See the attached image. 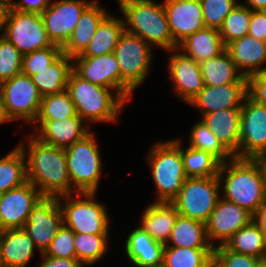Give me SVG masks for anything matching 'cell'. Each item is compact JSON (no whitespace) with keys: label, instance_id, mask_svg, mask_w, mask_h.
Instances as JSON below:
<instances>
[{"label":"cell","instance_id":"8","mask_svg":"<svg viewBox=\"0 0 266 267\" xmlns=\"http://www.w3.org/2000/svg\"><path fill=\"white\" fill-rule=\"evenodd\" d=\"M95 195L96 193L77 192L76 199L72 198V194L57 197L63 213V223L74 233L109 235L107 210L95 200ZM81 196L85 198L80 199Z\"/></svg>","mask_w":266,"mask_h":267},{"label":"cell","instance_id":"56","mask_svg":"<svg viewBox=\"0 0 266 267\" xmlns=\"http://www.w3.org/2000/svg\"><path fill=\"white\" fill-rule=\"evenodd\" d=\"M264 166L265 176H266V157L261 159Z\"/></svg>","mask_w":266,"mask_h":267},{"label":"cell","instance_id":"19","mask_svg":"<svg viewBox=\"0 0 266 267\" xmlns=\"http://www.w3.org/2000/svg\"><path fill=\"white\" fill-rule=\"evenodd\" d=\"M72 60L73 70L79 76L120 94V68L113 52L96 57L75 56Z\"/></svg>","mask_w":266,"mask_h":267},{"label":"cell","instance_id":"5","mask_svg":"<svg viewBox=\"0 0 266 267\" xmlns=\"http://www.w3.org/2000/svg\"><path fill=\"white\" fill-rule=\"evenodd\" d=\"M181 140L156 142L147 154L156 187V202H172L187 179L181 155Z\"/></svg>","mask_w":266,"mask_h":267},{"label":"cell","instance_id":"40","mask_svg":"<svg viewBox=\"0 0 266 267\" xmlns=\"http://www.w3.org/2000/svg\"><path fill=\"white\" fill-rule=\"evenodd\" d=\"M251 18L252 10L248 6L242 5V3H239L232 10L219 29L225 46L248 34Z\"/></svg>","mask_w":266,"mask_h":267},{"label":"cell","instance_id":"27","mask_svg":"<svg viewBox=\"0 0 266 267\" xmlns=\"http://www.w3.org/2000/svg\"><path fill=\"white\" fill-rule=\"evenodd\" d=\"M178 211L172 202H153L142 213V229L154 240L166 244L174 227Z\"/></svg>","mask_w":266,"mask_h":267},{"label":"cell","instance_id":"32","mask_svg":"<svg viewBox=\"0 0 266 267\" xmlns=\"http://www.w3.org/2000/svg\"><path fill=\"white\" fill-rule=\"evenodd\" d=\"M124 31L123 18L109 14L98 26L89 45L77 56L96 57L112 53Z\"/></svg>","mask_w":266,"mask_h":267},{"label":"cell","instance_id":"12","mask_svg":"<svg viewBox=\"0 0 266 267\" xmlns=\"http://www.w3.org/2000/svg\"><path fill=\"white\" fill-rule=\"evenodd\" d=\"M266 157V107L248 96L241 107L239 158Z\"/></svg>","mask_w":266,"mask_h":267},{"label":"cell","instance_id":"13","mask_svg":"<svg viewBox=\"0 0 266 267\" xmlns=\"http://www.w3.org/2000/svg\"><path fill=\"white\" fill-rule=\"evenodd\" d=\"M63 224V213L57 198L43 197L30 212L23 229L41 254L50 246Z\"/></svg>","mask_w":266,"mask_h":267},{"label":"cell","instance_id":"51","mask_svg":"<svg viewBox=\"0 0 266 267\" xmlns=\"http://www.w3.org/2000/svg\"><path fill=\"white\" fill-rule=\"evenodd\" d=\"M246 4L251 10L266 11V0H246Z\"/></svg>","mask_w":266,"mask_h":267},{"label":"cell","instance_id":"53","mask_svg":"<svg viewBox=\"0 0 266 267\" xmlns=\"http://www.w3.org/2000/svg\"><path fill=\"white\" fill-rule=\"evenodd\" d=\"M11 122V119L9 118V116L7 115L6 109H5V104H4V100L1 96L0 93V124L2 123H6V122Z\"/></svg>","mask_w":266,"mask_h":267},{"label":"cell","instance_id":"36","mask_svg":"<svg viewBox=\"0 0 266 267\" xmlns=\"http://www.w3.org/2000/svg\"><path fill=\"white\" fill-rule=\"evenodd\" d=\"M181 155L187 178L218 176L221 163L210 153L181 145Z\"/></svg>","mask_w":266,"mask_h":267},{"label":"cell","instance_id":"41","mask_svg":"<svg viewBox=\"0 0 266 267\" xmlns=\"http://www.w3.org/2000/svg\"><path fill=\"white\" fill-rule=\"evenodd\" d=\"M62 47L53 45L23 55L22 73L30 77L38 74V71L48 68L61 55Z\"/></svg>","mask_w":266,"mask_h":267},{"label":"cell","instance_id":"6","mask_svg":"<svg viewBox=\"0 0 266 267\" xmlns=\"http://www.w3.org/2000/svg\"><path fill=\"white\" fill-rule=\"evenodd\" d=\"M152 48L139 36L124 31L113 51L120 68V95L126 101L146 80L153 58Z\"/></svg>","mask_w":266,"mask_h":267},{"label":"cell","instance_id":"1","mask_svg":"<svg viewBox=\"0 0 266 267\" xmlns=\"http://www.w3.org/2000/svg\"><path fill=\"white\" fill-rule=\"evenodd\" d=\"M27 139V152L23 142L19 145L27 161V181L43 197L57 198L71 194L65 149L45 144L34 136Z\"/></svg>","mask_w":266,"mask_h":267},{"label":"cell","instance_id":"2","mask_svg":"<svg viewBox=\"0 0 266 267\" xmlns=\"http://www.w3.org/2000/svg\"><path fill=\"white\" fill-rule=\"evenodd\" d=\"M218 178L223 198L252 215L266 201V176L261 159L233 157L220 165Z\"/></svg>","mask_w":266,"mask_h":267},{"label":"cell","instance_id":"10","mask_svg":"<svg viewBox=\"0 0 266 267\" xmlns=\"http://www.w3.org/2000/svg\"><path fill=\"white\" fill-rule=\"evenodd\" d=\"M1 36L23 55L54 45L48 37L41 14L21 12L11 7Z\"/></svg>","mask_w":266,"mask_h":267},{"label":"cell","instance_id":"28","mask_svg":"<svg viewBox=\"0 0 266 267\" xmlns=\"http://www.w3.org/2000/svg\"><path fill=\"white\" fill-rule=\"evenodd\" d=\"M178 49L197 62L217 57L226 50L218 29L205 27L188 36Z\"/></svg>","mask_w":266,"mask_h":267},{"label":"cell","instance_id":"29","mask_svg":"<svg viewBox=\"0 0 266 267\" xmlns=\"http://www.w3.org/2000/svg\"><path fill=\"white\" fill-rule=\"evenodd\" d=\"M204 86H223L234 83H247V77L239 73L234 61L225 50L214 58L199 62Z\"/></svg>","mask_w":266,"mask_h":267},{"label":"cell","instance_id":"35","mask_svg":"<svg viewBox=\"0 0 266 267\" xmlns=\"http://www.w3.org/2000/svg\"><path fill=\"white\" fill-rule=\"evenodd\" d=\"M27 181L26 159L18 145L0 159V194L17 188Z\"/></svg>","mask_w":266,"mask_h":267},{"label":"cell","instance_id":"20","mask_svg":"<svg viewBox=\"0 0 266 267\" xmlns=\"http://www.w3.org/2000/svg\"><path fill=\"white\" fill-rule=\"evenodd\" d=\"M247 96V83L206 85L188 104L201 111L203 116L228 108H241Z\"/></svg>","mask_w":266,"mask_h":267},{"label":"cell","instance_id":"24","mask_svg":"<svg viewBox=\"0 0 266 267\" xmlns=\"http://www.w3.org/2000/svg\"><path fill=\"white\" fill-rule=\"evenodd\" d=\"M37 248L23 228L0 231V262L2 267H25Z\"/></svg>","mask_w":266,"mask_h":267},{"label":"cell","instance_id":"16","mask_svg":"<svg viewBox=\"0 0 266 267\" xmlns=\"http://www.w3.org/2000/svg\"><path fill=\"white\" fill-rule=\"evenodd\" d=\"M42 198L30 182L0 194V231L23 228L30 212Z\"/></svg>","mask_w":266,"mask_h":267},{"label":"cell","instance_id":"34","mask_svg":"<svg viewBox=\"0 0 266 267\" xmlns=\"http://www.w3.org/2000/svg\"><path fill=\"white\" fill-rule=\"evenodd\" d=\"M214 248L165 246L162 267H212Z\"/></svg>","mask_w":266,"mask_h":267},{"label":"cell","instance_id":"9","mask_svg":"<svg viewBox=\"0 0 266 267\" xmlns=\"http://www.w3.org/2000/svg\"><path fill=\"white\" fill-rule=\"evenodd\" d=\"M218 176L187 178L172 201L178 213L206 222L222 195Z\"/></svg>","mask_w":266,"mask_h":267},{"label":"cell","instance_id":"48","mask_svg":"<svg viewBox=\"0 0 266 267\" xmlns=\"http://www.w3.org/2000/svg\"><path fill=\"white\" fill-rule=\"evenodd\" d=\"M50 5V0H20L11 7L21 12L42 14Z\"/></svg>","mask_w":266,"mask_h":267},{"label":"cell","instance_id":"17","mask_svg":"<svg viewBox=\"0 0 266 267\" xmlns=\"http://www.w3.org/2000/svg\"><path fill=\"white\" fill-rule=\"evenodd\" d=\"M163 7L173 40L177 45L206 27L199 0H165Z\"/></svg>","mask_w":266,"mask_h":267},{"label":"cell","instance_id":"31","mask_svg":"<svg viewBox=\"0 0 266 267\" xmlns=\"http://www.w3.org/2000/svg\"><path fill=\"white\" fill-rule=\"evenodd\" d=\"M71 61V57L62 54L48 68L31 77L42 97L67 90L68 78L73 70Z\"/></svg>","mask_w":266,"mask_h":267},{"label":"cell","instance_id":"26","mask_svg":"<svg viewBox=\"0 0 266 267\" xmlns=\"http://www.w3.org/2000/svg\"><path fill=\"white\" fill-rule=\"evenodd\" d=\"M108 15V12L106 13V10L93 0L81 14L72 35L62 47L63 54L71 58L81 54L89 45L98 26Z\"/></svg>","mask_w":266,"mask_h":267},{"label":"cell","instance_id":"42","mask_svg":"<svg viewBox=\"0 0 266 267\" xmlns=\"http://www.w3.org/2000/svg\"><path fill=\"white\" fill-rule=\"evenodd\" d=\"M23 54L0 35V83L22 73Z\"/></svg>","mask_w":266,"mask_h":267},{"label":"cell","instance_id":"3","mask_svg":"<svg viewBox=\"0 0 266 267\" xmlns=\"http://www.w3.org/2000/svg\"><path fill=\"white\" fill-rule=\"evenodd\" d=\"M125 31L167 51L178 48L171 34L163 3L152 0H118Z\"/></svg>","mask_w":266,"mask_h":267},{"label":"cell","instance_id":"52","mask_svg":"<svg viewBox=\"0 0 266 267\" xmlns=\"http://www.w3.org/2000/svg\"><path fill=\"white\" fill-rule=\"evenodd\" d=\"M10 7L3 2H0V31L3 30L7 21Z\"/></svg>","mask_w":266,"mask_h":267},{"label":"cell","instance_id":"39","mask_svg":"<svg viewBox=\"0 0 266 267\" xmlns=\"http://www.w3.org/2000/svg\"><path fill=\"white\" fill-rule=\"evenodd\" d=\"M77 115L67 90L42 97L41 108L35 121L60 120Z\"/></svg>","mask_w":266,"mask_h":267},{"label":"cell","instance_id":"22","mask_svg":"<svg viewBox=\"0 0 266 267\" xmlns=\"http://www.w3.org/2000/svg\"><path fill=\"white\" fill-rule=\"evenodd\" d=\"M201 118L220 144L233 157L239 158L241 108H228L205 114Z\"/></svg>","mask_w":266,"mask_h":267},{"label":"cell","instance_id":"50","mask_svg":"<svg viewBox=\"0 0 266 267\" xmlns=\"http://www.w3.org/2000/svg\"><path fill=\"white\" fill-rule=\"evenodd\" d=\"M253 220L264 233L266 239V201L258 207L257 212L253 215Z\"/></svg>","mask_w":266,"mask_h":267},{"label":"cell","instance_id":"11","mask_svg":"<svg viewBox=\"0 0 266 267\" xmlns=\"http://www.w3.org/2000/svg\"><path fill=\"white\" fill-rule=\"evenodd\" d=\"M0 93L11 121L24 119L33 125L38 117L42 96L32 78L20 73L0 83Z\"/></svg>","mask_w":266,"mask_h":267},{"label":"cell","instance_id":"21","mask_svg":"<svg viewBox=\"0 0 266 267\" xmlns=\"http://www.w3.org/2000/svg\"><path fill=\"white\" fill-rule=\"evenodd\" d=\"M39 125L34 136L39 141L59 148H67L75 142L82 140L91 131L86 122L78 115L53 121H35ZM85 123V124H84Z\"/></svg>","mask_w":266,"mask_h":267},{"label":"cell","instance_id":"43","mask_svg":"<svg viewBox=\"0 0 266 267\" xmlns=\"http://www.w3.org/2000/svg\"><path fill=\"white\" fill-rule=\"evenodd\" d=\"M206 27L220 29L224 19L239 4L237 0H199Z\"/></svg>","mask_w":266,"mask_h":267},{"label":"cell","instance_id":"33","mask_svg":"<svg viewBox=\"0 0 266 267\" xmlns=\"http://www.w3.org/2000/svg\"><path fill=\"white\" fill-rule=\"evenodd\" d=\"M225 246L236 253L252 255L259 259L266 258L265 236L254 220L239 229Z\"/></svg>","mask_w":266,"mask_h":267},{"label":"cell","instance_id":"38","mask_svg":"<svg viewBox=\"0 0 266 267\" xmlns=\"http://www.w3.org/2000/svg\"><path fill=\"white\" fill-rule=\"evenodd\" d=\"M189 147L203 150L214 156L221 164L229 161L233 156L220 144L202 120H199L190 132Z\"/></svg>","mask_w":266,"mask_h":267},{"label":"cell","instance_id":"7","mask_svg":"<svg viewBox=\"0 0 266 267\" xmlns=\"http://www.w3.org/2000/svg\"><path fill=\"white\" fill-rule=\"evenodd\" d=\"M71 194L97 193L102 162L98 144L92 132L65 148ZM75 190V192H74Z\"/></svg>","mask_w":266,"mask_h":267},{"label":"cell","instance_id":"18","mask_svg":"<svg viewBox=\"0 0 266 267\" xmlns=\"http://www.w3.org/2000/svg\"><path fill=\"white\" fill-rule=\"evenodd\" d=\"M171 51L174 54L168 57V69L170 79H173V92L189 103L204 88L199 62L184 53H179L181 50L178 48Z\"/></svg>","mask_w":266,"mask_h":267},{"label":"cell","instance_id":"23","mask_svg":"<svg viewBox=\"0 0 266 267\" xmlns=\"http://www.w3.org/2000/svg\"><path fill=\"white\" fill-rule=\"evenodd\" d=\"M226 51L244 77L266 70L262 67L266 63V42L262 40L247 34L226 45Z\"/></svg>","mask_w":266,"mask_h":267},{"label":"cell","instance_id":"14","mask_svg":"<svg viewBox=\"0 0 266 267\" xmlns=\"http://www.w3.org/2000/svg\"><path fill=\"white\" fill-rule=\"evenodd\" d=\"M93 1L61 0L51 2L41 14L48 37L53 44L63 47L72 35L81 14Z\"/></svg>","mask_w":266,"mask_h":267},{"label":"cell","instance_id":"54","mask_svg":"<svg viewBox=\"0 0 266 267\" xmlns=\"http://www.w3.org/2000/svg\"><path fill=\"white\" fill-rule=\"evenodd\" d=\"M257 267H266V258L260 259Z\"/></svg>","mask_w":266,"mask_h":267},{"label":"cell","instance_id":"4","mask_svg":"<svg viewBox=\"0 0 266 267\" xmlns=\"http://www.w3.org/2000/svg\"><path fill=\"white\" fill-rule=\"evenodd\" d=\"M67 91L77 115L88 123L116 121L127 102L115 90L93 84L74 70L69 75Z\"/></svg>","mask_w":266,"mask_h":267},{"label":"cell","instance_id":"15","mask_svg":"<svg viewBox=\"0 0 266 267\" xmlns=\"http://www.w3.org/2000/svg\"><path fill=\"white\" fill-rule=\"evenodd\" d=\"M252 220L253 215L246 209L220 197L205 222L207 238L213 247L225 245L239 229L247 226ZM213 240H219V243L214 245Z\"/></svg>","mask_w":266,"mask_h":267},{"label":"cell","instance_id":"25","mask_svg":"<svg viewBox=\"0 0 266 267\" xmlns=\"http://www.w3.org/2000/svg\"><path fill=\"white\" fill-rule=\"evenodd\" d=\"M164 247L140 226L130 232L125 241L128 260L136 267H162Z\"/></svg>","mask_w":266,"mask_h":267},{"label":"cell","instance_id":"49","mask_svg":"<svg viewBox=\"0 0 266 267\" xmlns=\"http://www.w3.org/2000/svg\"><path fill=\"white\" fill-rule=\"evenodd\" d=\"M41 263L38 267H85L76 258H57L41 253Z\"/></svg>","mask_w":266,"mask_h":267},{"label":"cell","instance_id":"30","mask_svg":"<svg viewBox=\"0 0 266 267\" xmlns=\"http://www.w3.org/2000/svg\"><path fill=\"white\" fill-rule=\"evenodd\" d=\"M170 242L172 245H170ZM165 246L214 248L207 238L205 223L180 214H178L176 218L174 227Z\"/></svg>","mask_w":266,"mask_h":267},{"label":"cell","instance_id":"46","mask_svg":"<svg viewBox=\"0 0 266 267\" xmlns=\"http://www.w3.org/2000/svg\"><path fill=\"white\" fill-rule=\"evenodd\" d=\"M247 94L250 99L266 107V70L247 77Z\"/></svg>","mask_w":266,"mask_h":267},{"label":"cell","instance_id":"45","mask_svg":"<svg viewBox=\"0 0 266 267\" xmlns=\"http://www.w3.org/2000/svg\"><path fill=\"white\" fill-rule=\"evenodd\" d=\"M44 254L57 258H76L74 232L63 224Z\"/></svg>","mask_w":266,"mask_h":267},{"label":"cell","instance_id":"47","mask_svg":"<svg viewBox=\"0 0 266 267\" xmlns=\"http://www.w3.org/2000/svg\"><path fill=\"white\" fill-rule=\"evenodd\" d=\"M248 35L266 42V11L252 10Z\"/></svg>","mask_w":266,"mask_h":267},{"label":"cell","instance_id":"44","mask_svg":"<svg viewBox=\"0 0 266 267\" xmlns=\"http://www.w3.org/2000/svg\"><path fill=\"white\" fill-rule=\"evenodd\" d=\"M259 260L252 255L233 252L225 245L214 247L213 267H257Z\"/></svg>","mask_w":266,"mask_h":267},{"label":"cell","instance_id":"55","mask_svg":"<svg viewBox=\"0 0 266 267\" xmlns=\"http://www.w3.org/2000/svg\"><path fill=\"white\" fill-rule=\"evenodd\" d=\"M0 2L6 3L9 7H12L15 3L14 0H0Z\"/></svg>","mask_w":266,"mask_h":267},{"label":"cell","instance_id":"37","mask_svg":"<svg viewBox=\"0 0 266 267\" xmlns=\"http://www.w3.org/2000/svg\"><path fill=\"white\" fill-rule=\"evenodd\" d=\"M108 238V235L74 233L76 259L84 266L99 262L106 254Z\"/></svg>","mask_w":266,"mask_h":267}]
</instances>
